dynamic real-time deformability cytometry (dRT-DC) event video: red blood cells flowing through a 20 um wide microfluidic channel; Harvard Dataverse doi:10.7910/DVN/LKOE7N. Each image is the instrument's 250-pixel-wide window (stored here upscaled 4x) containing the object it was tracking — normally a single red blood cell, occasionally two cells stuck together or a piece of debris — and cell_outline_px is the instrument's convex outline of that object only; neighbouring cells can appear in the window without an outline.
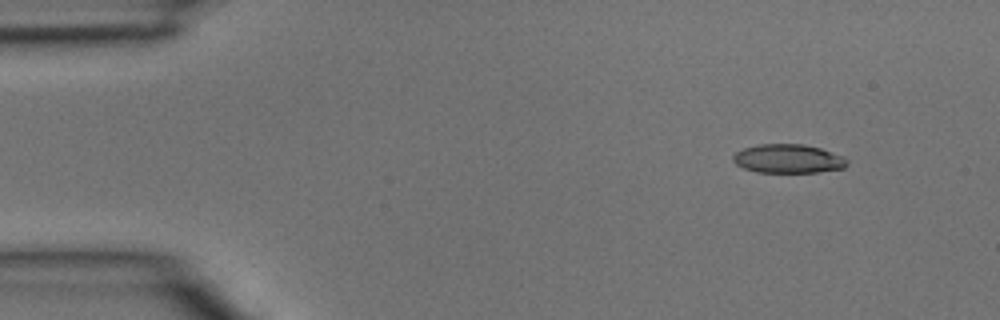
{"species": "common noctule bat (a hibernating species)", "species_latin": "Nyctalus noctula", "temperature_condition": "room temperature", "stored_images_in_passage": 3, "camera_frame_rate_fps": 3000, "um_per_image_px": 0.085, "animal": {"sex": "male", "body_mass_g": 15.6}, "frame": {"image": 1, "passage_image": 1, "time_ms": 0.0, "image_size_px": [1000, 320], "cell_outline_px": [[848, 164], [844, 168], [816, 172], [756, 172], [744, 168], [736, 164], [732, 160], [732, 156], [736, 152], [744, 148], [760, 144], [804, 144], [820, 148], [844, 156], [848, 160]], "centroid_in_image_um": [67.0, 13.49], "position_along_channel_um": 18.0, "area_um2": 19.19}}